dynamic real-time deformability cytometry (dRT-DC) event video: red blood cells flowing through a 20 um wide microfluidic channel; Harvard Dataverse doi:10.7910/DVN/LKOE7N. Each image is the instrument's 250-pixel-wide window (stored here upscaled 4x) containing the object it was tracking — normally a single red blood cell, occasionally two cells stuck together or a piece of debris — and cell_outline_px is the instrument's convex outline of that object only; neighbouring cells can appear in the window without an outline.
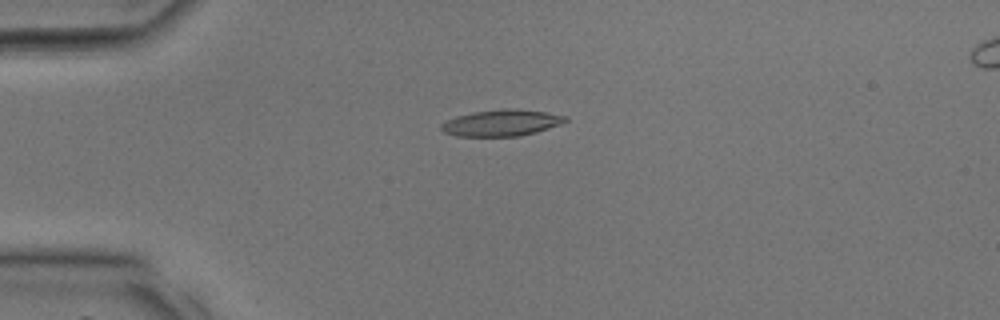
{"species": "common noctule bat (a hibernating species)", "species_latin": "Nyctalus noctula", "temperature_condition": "room temperature", "stored_images_in_passage": 34, "camera_frame_rate_fps": 3000, "um_per_image_px": 0.085, "animal": {"sex": "male", "body_mass_g": 17.9, "forearm_length_mm": 54.2}, "frame": {"image": 1, "passage_image": 8, "time_ms": 2.333, "image_size_px": [1000, 320], "cell_outline_px": [[568, 120], [560, 124], [536, 132], [516, 136], [456, 136], [444, 132], [440, 128], [440, 124], [456, 116], [472, 112], [504, 108], [508, 108], [548, 112], [568, 116]], "centroid_in_image_um": [42.63, 10.43], "position_along_channel_um": 42.4, "area_um2": 19.07}}
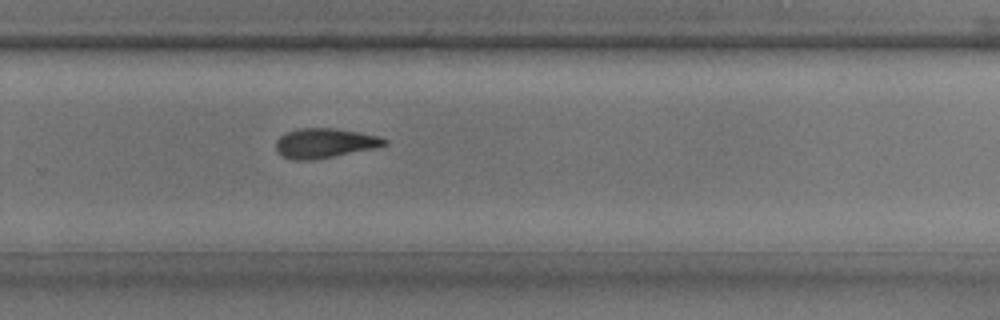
{"frame": {"image": 2, "passage_image": 23, "time_ms": 7.333, "image_size_px": [1000, 320], "cell_outline_px": [[388, 144], [376, 148], [312, 160], [292, 160], [280, 156], [276, 148], [276, 140], [280, 136], [288, 132], [300, 128], [332, 128], [380, 136], [388, 140]], "centroid_in_image_um": [27.59, 12.17], "position_along_channel_um": 302.2, "area_um2": 18.73}}
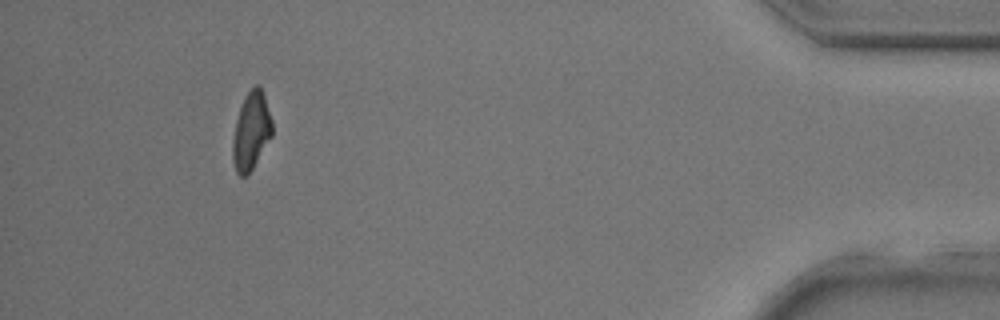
{"frame": {"image": 3, "passage_image": 32, "time_ms": 10.333, "image_size_px": [1000, 320], "cell_outline_px": [[272, 136], [252, 168], [244, 176], [240, 176], [236, 172], [232, 160], [232, 140], [236, 120], [244, 96], [256, 84], [260, 88], [264, 96], [272, 120]], "centroid_in_image_um": [21.33, 11.14], "position_along_channel_um": 413.9, "area_um2": 17.63}}